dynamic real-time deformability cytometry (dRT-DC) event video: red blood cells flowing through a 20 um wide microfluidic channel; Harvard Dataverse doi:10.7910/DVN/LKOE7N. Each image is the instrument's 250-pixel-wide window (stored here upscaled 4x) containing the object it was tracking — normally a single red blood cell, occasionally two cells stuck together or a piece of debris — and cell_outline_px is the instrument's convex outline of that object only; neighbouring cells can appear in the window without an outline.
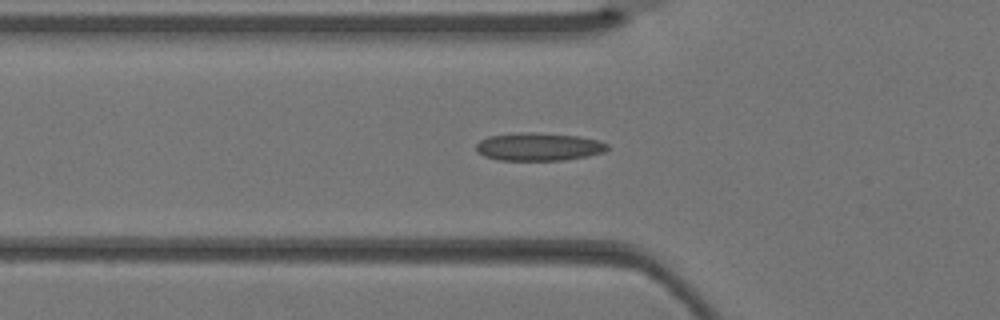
{"species": "Egyptian fruit bat (a non-hibernating species)", "species_latin": "Rousettus aegyptiacus", "temperature_condition": "warm", "stored_images_in_passage": 3, "camera_frame_rate_fps": 3000, "um_per_image_px": 0.085, "animal": {"sex": "female"}, "frame": {"image": 1, "passage_image": 3, "time_ms": 0.667, "image_size_px": [1000, 320], "cell_outline_px": [[608, 148], [604, 152], [588, 156], [564, 160], [500, 160], [484, 156], [476, 152], [476, 144], [480, 140], [488, 136], [520, 132], [532, 132], [580, 136], [600, 140], [608, 144]], "centroid_in_image_um": [45.79, 12.47], "position_along_channel_um": 80.0, "area_um2": 21.56}}